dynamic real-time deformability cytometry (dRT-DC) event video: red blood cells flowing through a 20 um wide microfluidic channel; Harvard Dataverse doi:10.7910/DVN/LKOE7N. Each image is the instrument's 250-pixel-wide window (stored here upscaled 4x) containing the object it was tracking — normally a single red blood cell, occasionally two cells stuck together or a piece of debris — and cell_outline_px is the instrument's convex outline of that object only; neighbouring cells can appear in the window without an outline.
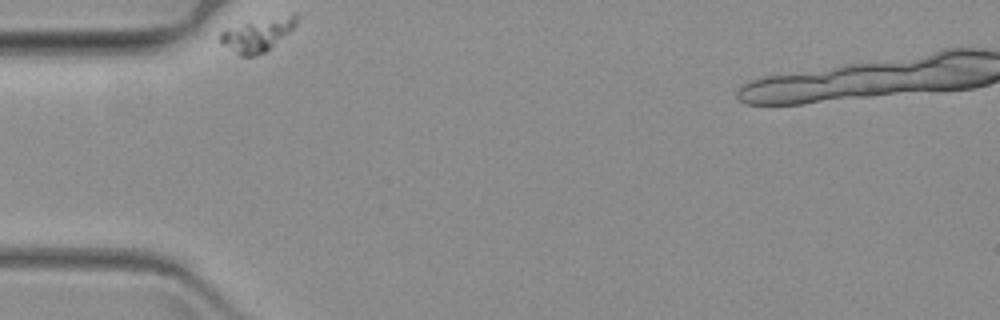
{"species": "common noctule bat (a hibernating species)", "species_latin": "Nyctalus noctula", "temperature_condition": "warm", "stored_images_in_passage": 32, "segment_of_instrument_passage": [1, 2], "camera_frame_rate_fps": 3000, "um_per_image_px": 0.085, "animal": {"sex": "female", "body_mass_g": 19.3, "forearm_length_mm": 54.1}, "frame": {"image": 1, "passage_image": 1, "time_ms": 0.0, "image_size_px": [1000, 320], "cell_outline_px": [[300, 16], [296, 24], [288, 32], [264, 52], [256, 56], [240, 56], [220, 44], [220, 32], [224, 28], [292, 12], [296, 12]], "centroid_in_image_um": [21.88, 2.92], "position_along_channel_um": 63.1, "area_um2": 14.85}}
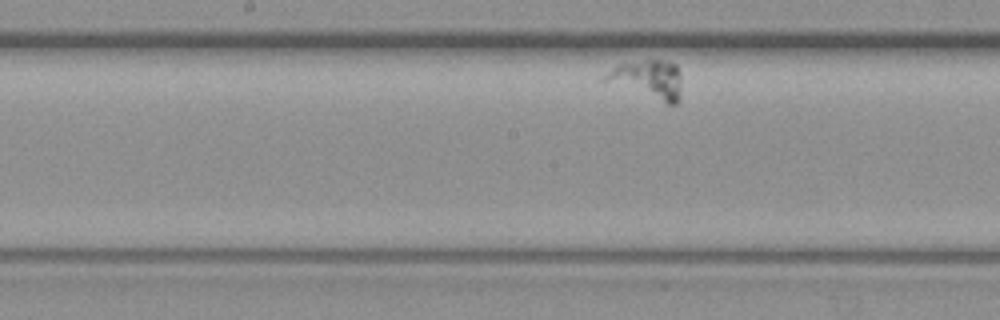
{"frame": {"image": 2, "passage_image": 19, "time_ms": 6.0, "image_size_px": [1000, 320], "cell_outline_px": [[680, 100], [676, 104], [668, 104], [600, 80], [612, 68], [620, 64], [648, 60], [668, 60], [676, 64], [680, 72]], "centroid_in_image_um": [55.1, 6.75], "position_along_channel_um": 193.1, "area_um2": 17.17}}
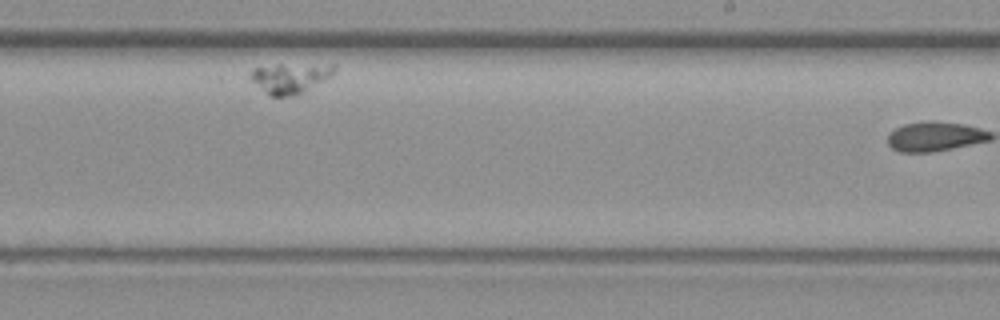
{"frame": {"image": 3, "passage_image": 28, "time_ms": 9.0, "image_size_px": [1000, 320], "cell_outline_px": [[336, 68], [332, 76], [304, 92], [292, 96], [268, 96], [248, 76], [252, 68], [276, 64], [336, 64]], "centroid_in_image_um": [24.67, 6.61], "position_along_channel_um": 264.3, "area_um2": 15.03}}